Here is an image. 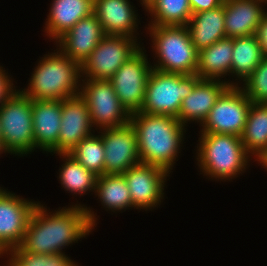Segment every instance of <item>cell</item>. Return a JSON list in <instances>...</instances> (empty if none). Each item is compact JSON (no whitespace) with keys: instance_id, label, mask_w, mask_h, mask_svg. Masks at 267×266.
I'll return each instance as SVG.
<instances>
[{"instance_id":"1","label":"cell","mask_w":267,"mask_h":266,"mask_svg":"<svg viewBox=\"0 0 267 266\" xmlns=\"http://www.w3.org/2000/svg\"><path fill=\"white\" fill-rule=\"evenodd\" d=\"M93 231L85 208L65 205L51 209L39 201L19 247L37 254H67L65 248L87 239Z\"/></svg>"},{"instance_id":"2","label":"cell","mask_w":267,"mask_h":266,"mask_svg":"<svg viewBox=\"0 0 267 266\" xmlns=\"http://www.w3.org/2000/svg\"><path fill=\"white\" fill-rule=\"evenodd\" d=\"M129 123L136 132L140 162L173 174L174 166L184 155L181 151L188 139V128L176 117L143 112L131 114Z\"/></svg>"},{"instance_id":"3","label":"cell","mask_w":267,"mask_h":266,"mask_svg":"<svg viewBox=\"0 0 267 266\" xmlns=\"http://www.w3.org/2000/svg\"><path fill=\"white\" fill-rule=\"evenodd\" d=\"M192 152L195 168L208 181L234 182L256 162L246 151L241 138L232 134L199 133ZM195 152V153H194Z\"/></svg>"},{"instance_id":"4","label":"cell","mask_w":267,"mask_h":266,"mask_svg":"<svg viewBox=\"0 0 267 266\" xmlns=\"http://www.w3.org/2000/svg\"><path fill=\"white\" fill-rule=\"evenodd\" d=\"M53 47L54 50L39 56L27 86L17 87L32 100H64L80 94L81 65Z\"/></svg>"},{"instance_id":"5","label":"cell","mask_w":267,"mask_h":266,"mask_svg":"<svg viewBox=\"0 0 267 266\" xmlns=\"http://www.w3.org/2000/svg\"><path fill=\"white\" fill-rule=\"evenodd\" d=\"M145 36L153 56L152 68L182 75L196 74L198 51L184 25H146Z\"/></svg>"},{"instance_id":"6","label":"cell","mask_w":267,"mask_h":266,"mask_svg":"<svg viewBox=\"0 0 267 266\" xmlns=\"http://www.w3.org/2000/svg\"><path fill=\"white\" fill-rule=\"evenodd\" d=\"M2 146L8 155L21 158L37 152L34 143L32 99L18 88L0 106Z\"/></svg>"},{"instance_id":"7","label":"cell","mask_w":267,"mask_h":266,"mask_svg":"<svg viewBox=\"0 0 267 266\" xmlns=\"http://www.w3.org/2000/svg\"><path fill=\"white\" fill-rule=\"evenodd\" d=\"M199 79L196 74L182 75L152 69L140 112L169 115L178 119L182 100L190 94Z\"/></svg>"},{"instance_id":"8","label":"cell","mask_w":267,"mask_h":266,"mask_svg":"<svg viewBox=\"0 0 267 266\" xmlns=\"http://www.w3.org/2000/svg\"><path fill=\"white\" fill-rule=\"evenodd\" d=\"M79 96L86 102L92 127L96 131L129 124L130 114L109 80L82 79Z\"/></svg>"},{"instance_id":"9","label":"cell","mask_w":267,"mask_h":266,"mask_svg":"<svg viewBox=\"0 0 267 266\" xmlns=\"http://www.w3.org/2000/svg\"><path fill=\"white\" fill-rule=\"evenodd\" d=\"M142 46L135 38L105 35L81 65L82 79L109 80Z\"/></svg>"},{"instance_id":"10","label":"cell","mask_w":267,"mask_h":266,"mask_svg":"<svg viewBox=\"0 0 267 266\" xmlns=\"http://www.w3.org/2000/svg\"><path fill=\"white\" fill-rule=\"evenodd\" d=\"M142 46L109 79L118 99L128 113L140 112L144 100L146 84L152 71L151 58Z\"/></svg>"},{"instance_id":"11","label":"cell","mask_w":267,"mask_h":266,"mask_svg":"<svg viewBox=\"0 0 267 266\" xmlns=\"http://www.w3.org/2000/svg\"><path fill=\"white\" fill-rule=\"evenodd\" d=\"M251 101L240 86H228L217 98L198 133L232 134L241 137Z\"/></svg>"},{"instance_id":"12","label":"cell","mask_w":267,"mask_h":266,"mask_svg":"<svg viewBox=\"0 0 267 266\" xmlns=\"http://www.w3.org/2000/svg\"><path fill=\"white\" fill-rule=\"evenodd\" d=\"M170 175L172 176V173L160 166L141 162L123 173L128 184L133 210L147 213L160 208L167 198L165 190L169 186L166 184L171 178Z\"/></svg>"},{"instance_id":"13","label":"cell","mask_w":267,"mask_h":266,"mask_svg":"<svg viewBox=\"0 0 267 266\" xmlns=\"http://www.w3.org/2000/svg\"><path fill=\"white\" fill-rule=\"evenodd\" d=\"M38 202V199L25 198L0 184V259L20 245Z\"/></svg>"},{"instance_id":"14","label":"cell","mask_w":267,"mask_h":266,"mask_svg":"<svg viewBox=\"0 0 267 266\" xmlns=\"http://www.w3.org/2000/svg\"><path fill=\"white\" fill-rule=\"evenodd\" d=\"M139 13L131 0H94L93 14L99 20L105 35L128 36L144 45L142 41L145 40L143 31L146 30V25H141L143 17Z\"/></svg>"},{"instance_id":"15","label":"cell","mask_w":267,"mask_h":266,"mask_svg":"<svg viewBox=\"0 0 267 266\" xmlns=\"http://www.w3.org/2000/svg\"><path fill=\"white\" fill-rule=\"evenodd\" d=\"M55 156L61 159L60 162L62 161L57 172V180L61 185L60 187H62L61 189H63L65 193H70L73 199L76 197L74 199L76 200L75 203L71 201V203H68V206H80L85 208L88 223L96 230L95 227L98 226L100 221V215H97L98 210L93 209L90 205L87 206L88 204H82V202H79L77 199L87 194L88 196L94 195L98 176L86 169L69 153H56L54 157Z\"/></svg>"},{"instance_id":"16","label":"cell","mask_w":267,"mask_h":266,"mask_svg":"<svg viewBox=\"0 0 267 266\" xmlns=\"http://www.w3.org/2000/svg\"><path fill=\"white\" fill-rule=\"evenodd\" d=\"M98 131L104 147V174H123L140 163L136 132L130 123Z\"/></svg>"},{"instance_id":"17","label":"cell","mask_w":267,"mask_h":266,"mask_svg":"<svg viewBox=\"0 0 267 266\" xmlns=\"http://www.w3.org/2000/svg\"><path fill=\"white\" fill-rule=\"evenodd\" d=\"M105 33L94 14L79 20L53 44L66 56L82 65Z\"/></svg>"},{"instance_id":"18","label":"cell","mask_w":267,"mask_h":266,"mask_svg":"<svg viewBox=\"0 0 267 266\" xmlns=\"http://www.w3.org/2000/svg\"><path fill=\"white\" fill-rule=\"evenodd\" d=\"M62 100H32L33 133L38 152L58 153Z\"/></svg>"},{"instance_id":"19","label":"cell","mask_w":267,"mask_h":266,"mask_svg":"<svg viewBox=\"0 0 267 266\" xmlns=\"http://www.w3.org/2000/svg\"><path fill=\"white\" fill-rule=\"evenodd\" d=\"M95 131L86 102L79 95L62 100L58 153H69L81 140Z\"/></svg>"},{"instance_id":"20","label":"cell","mask_w":267,"mask_h":266,"mask_svg":"<svg viewBox=\"0 0 267 266\" xmlns=\"http://www.w3.org/2000/svg\"><path fill=\"white\" fill-rule=\"evenodd\" d=\"M228 86L222 80L200 78L190 94L182 100L178 120L186 128L194 124L200 127L214 106L217 98Z\"/></svg>"},{"instance_id":"21","label":"cell","mask_w":267,"mask_h":266,"mask_svg":"<svg viewBox=\"0 0 267 266\" xmlns=\"http://www.w3.org/2000/svg\"><path fill=\"white\" fill-rule=\"evenodd\" d=\"M42 36L54 43L79 20L93 14L94 0H51ZM45 25V26H44Z\"/></svg>"},{"instance_id":"22","label":"cell","mask_w":267,"mask_h":266,"mask_svg":"<svg viewBox=\"0 0 267 266\" xmlns=\"http://www.w3.org/2000/svg\"><path fill=\"white\" fill-rule=\"evenodd\" d=\"M223 5L227 38L255 35L267 12L266 0H224Z\"/></svg>"},{"instance_id":"23","label":"cell","mask_w":267,"mask_h":266,"mask_svg":"<svg viewBox=\"0 0 267 266\" xmlns=\"http://www.w3.org/2000/svg\"><path fill=\"white\" fill-rule=\"evenodd\" d=\"M233 38H223L198 52L196 75L225 81L231 86Z\"/></svg>"},{"instance_id":"24","label":"cell","mask_w":267,"mask_h":266,"mask_svg":"<svg viewBox=\"0 0 267 266\" xmlns=\"http://www.w3.org/2000/svg\"><path fill=\"white\" fill-rule=\"evenodd\" d=\"M224 21V5L192 14L186 27L198 52L226 38Z\"/></svg>"},{"instance_id":"25","label":"cell","mask_w":267,"mask_h":266,"mask_svg":"<svg viewBox=\"0 0 267 266\" xmlns=\"http://www.w3.org/2000/svg\"><path fill=\"white\" fill-rule=\"evenodd\" d=\"M94 194L93 198L100 204L98 206H102L100 208L111 215L133 210L128 184L123 174L98 176Z\"/></svg>"},{"instance_id":"26","label":"cell","mask_w":267,"mask_h":266,"mask_svg":"<svg viewBox=\"0 0 267 266\" xmlns=\"http://www.w3.org/2000/svg\"><path fill=\"white\" fill-rule=\"evenodd\" d=\"M263 57L256 35L233 38L231 86H240Z\"/></svg>"},{"instance_id":"27","label":"cell","mask_w":267,"mask_h":266,"mask_svg":"<svg viewBox=\"0 0 267 266\" xmlns=\"http://www.w3.org/2000/svg\"><path fill=\"white\" fill-rule=\"evenodd\" d=\"M241 141L256 164L267 153V103H254L247 115Z\"/></svg>"},{"instance_id":"28","label":"cell","mask_w":267,"mask_h":266,"mask_svg":"<svg viewBox=\"0 0 267 266\" xmlns=\"http://www.w3.org/2000/svg\"><path fill=\"white\" fill-rule=\"evenodd\" d=\"M144 15L149 20L145 25L186 26L192 12L189 0H155Z\"/></svg>"},{"instance_id":"29","label":"cell","mask_w":267,"mask_h":266,"mask_svg":"<svg viewBox=\"0 0 267 266\" xmlns=\"http://www.w3.org/2000/svg\"><path fill=\"white\" fill-rule=\"evenodd\" d=\"M69 154L95 175L104 174V147L99 131L81 140Z\"/></svg>"},{"instance_id":"30","label":"cell","mask_w":267,"mask_h":266,"mask_svg":"<svg viewBox=\"0 0 267 266\" xmlns=\"http://www.w3.org/2000/svg\"><path fill=\"white\" fill-rule=\"evenodd\" d=\"M4 258L11 266H81L68 254H37L19 246L10 249Z\"/></svg>"},{"instance_id":"31","label":"cell","mask_w":267,"mask_h":266,"mask_svg":"<svg viewBox=\"0 0 267 266\" xmlns=\"http://www.w3.org/2000/svg\"><path fill=\"white\" fill-rule=\"evenodd\" d=\"M240 87L251 102L267 103V56Z\"/></svg>"},{"instance_id":"32","label":"cell","mask_w":267,"mask_h":266,"mask_svg":"<svg viewBox=\"0 0 267 266\" xmlns=\"http://www.w3.org/2000/svg\"><path fill=\"white\" fill-rule=\"evenodd\" d=\"M0 63V106L4 101L17 89L18 80L9 73L8 68L5 69L4 65ZM15 84V85H14ZM17 84V85H16Z\"/></svg>"},{"instance_id":"33","label":"cell","mask_w":267,"mask_h":266,"mask_svg":"<svg viewBox=\"0 0 267 266\" xmlns=\"http://www.w3.org/2000/svg\"><path fill=\"white\" fill-rule=\"evenodd\" d=\"M224 0H189L192 14L214 9L223 5Z\"/></svg>"},{"instance_id":"34","label":"cell","mask_w":267,"mask_h":266,"mask_svg":"<svg viewBox=\"0 0 267 266\" xmlns=\"http://www.w3.org/2000/svg\"><path fill=\"white\" fill-rule=\"evenodd\" d=\"M255 35L261 46L263 56H267V12L262 16Z\"/></svg>"},{"instance_id":"35","label":"cell","mask_w":267,"mask_h":266,"mask_svg":"<svg viewBox=\"0 0 267 266\" xmlns=\"http://www.w3.org/2000/svg\"><path fill=\"white\" fill-rule=\"evenodd\" d=\"M138 3V6L139 7H142L141 9H143L142 11H146L151 5L152 3L155 1V0H136ZM141 6H140V5Z\"/></svg>"},{"instance_id":"36","label":"cell","mask_w":267,"mask_h":266,"mask_svg":"<svg viewBox=\"0 0 267 266\" xmlns=\"http://www.w3.org/2000/svg\"><path fill=\"white\" fill-rule=\"evenodd\" d=\"M257 166H260V169H265L264 171H267V153L261 158V160L255 164Z\"/></svg>"},{"instance_id":"37","label":"cell","mask_w":267,"mask_h":266,"mask_svg":"<svg viewBox=\"0 0 267 266\" xmlns=\"http://www.w3.org/2000/svg\"><path fill=\"white\" fill-rule=\"evenodd\" d=\"M3 155L4 156L6 155V157H7L8 156V153L4 150V148L2 146V140H0V156L3 158Z\"/></svg>"},{"instance_id":"38","label":"cell","mask_w":267,"mask_h":266,"mask_svg":"<svg viewBox=\"0 0 267 266\" xmlns=\"http://www.w3.org/2000/svg\"><path fill=\"white\" fill-rule=\"evenodd\" d=\"M1 260H3L4 262H3V264H1L0 266H11V265L8 263V261L5 260V258H3V259H1Z\"/></svg>"},{"instance_id":"39","label":"cell","mask_w":267,"mask_h":266,"mask_svg":"<svg viewBox=\"0 0 267 266\" xmlns=\"http://www.w3.org/2000/svg\"><path fill=\"white\" fill-rule=\"evenodd\" d=\"M0 140H2V135H1V128H0Z\"/></svg>"}]
</instances>
